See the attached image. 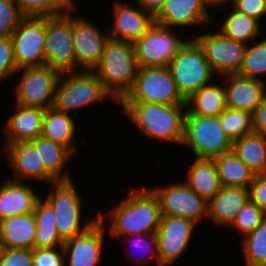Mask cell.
I'll list each match as a JSON object with an SVG mask.
<instances>
[{
  "label": "cell",
  "mask_w": 266,
  "mask_h": 266,
  "mask_svg": "<svg viewBox=\"0 0 266 266\" xmlns=\"http://www.w3.org/2000/svg\"><path fill=\"white\" fill-rule=\"evenodd\" d=\"M136 129L155 141L182 145L186 105L118 102Z\"/></svg>",
  "instance_id": "1"
},
{
  "label": "cell",
  "mask_w": 266,
  "mask_h": 266,
  "mask_svg": "<svg viewBox=\"0 0 266 266\" xmlns=\"http://www.w3.org/2000/svg\"><path fill=\"white\" fill-rule=\"evenodd\" d=\"M122 200L109 210L110 237L157 232L162 215L158 198L150 188L137 187Z\"/></svg>",
  "instance_id": "2"
},
{
  "label": "cell",
  "mask_w": 266,
  "mask_h": 266,
  "mask_svg": "<svg viewBox=\"0 0 266 266\" xmlns=\"http://www.w3.org/2000/svg\"><path fill=\"white\" fill-rule=\"evenodd\" d=\"M138 69L133 43L109 38L99 64L92 71L104 89L119 102L130 90Z\"/></svg>",
  "instance_id": "3"
},
{
  "label": "cell",
  "mask_w": 266,
  "mask_h": 266,
  "mask_svg": "<svg viewBox=\"0 0 266 266\" xmlns=\"http://www.w3.org/2000/svg\"><path fill=\"white\" fill-rule=\"evenodd\" d=\"M112 99L104 89L101 81L93 71L81 70L61 73L55 89L53 108L56 111L71 114L70 112L85 108L98 101Z\"/></svg>",
  "instance_id": "4"
},
{
  "label": "cell",
  "mask_w": 266,
  "mask_h": 266,
  "mask_svg": "<svg viewBox=\"0 0 266 266\" xmlns=\"http://www.w3.org/2000/svg\"><path fill=\"white\" fill-rule=\"evenodd\" d=\"M51 185L53 190L49 192L45 201L53 209L57 232L63 241L84 232L94 224L98 219V214L81 224L83 200L72 179L55 181Z\"/></svg>",
  "instance_id": "5"
},
{
  "label": "cell",
  "mask_w": 266,
  "mask_h": 266,
  "mask_svg": "<svg viewBox=\"0 0 266 266\" xmlns=\"http://www.w3.org/2000/svg\"><path fill=\"white\" fill-rule=\"evenodd\" d=\"M119 102L186 105L168 66L140 67L130 90Z\"/></svg>",
  "instance_id": "6"
},
{
  "label": "cell",
  "mask_w": 266,
  "mask_h": 266,
  "mask_svg": "<svg viewBox=\"0 0 266 266\" xmlns=\"http://www.w3.org/2000/svg\"><path fill=\"white\" fill-rule=\"evenodd\" d=\"M232 144L218 116L185 115L182 145L190 147L193 157L215 158L232 151Z\"/></svg>",
  "instance_id": "7"
},
{
  "label": "cell",
  "mask_w": 266,
  "mask_h": 266,
  "mask_svg": "<svg viewBox=\"0 0 266 266\" xmlns=\"http://www.w3.org/2000/svg\"><path fill=\"white\" fill-rule=\"evenodd\" d=\"M168 68L178 91L185 99L211 83L213 76H216L202 48L193 37L177 52Z\"/></svg>",
  "instance_id": "8"
},
{
  "label": "cell",
  "mask_w": 266,
  "mask_h": 266,
  "mask_svg": "<svg viewBox=\"0 0 266 266\" xmlns=\"http://www.w3.org/2000/svg\"><path fill=\"white\" fill-rule=\"evenodd\" d=\"M76 5L66 13L46 17L45 65L60 73L77 71L72 45V14Z\"/></svg>",
  "instance_id": "9"
},
{
  "label": "cell",
  "mask_w": 266,
  "mask_h": 266,
  "mask_svg": "<svg viewBox=\"0 0 266 266\" xmlns=\"http://www.w3.org/2000/svg\"><path fill=\"white\" fill-rule=\"evenodd\" d=\"M18 72H22V77L14 88L15 103L43 110L51 108L61 73L48 65L24 67Z\"/></svg>",
  "instance_id": "10"
},
{
  "label": "cell",
  "mask_w": 266,
  "mask_h": 266,
  "mask_svg": "<svg viewBox=\"0 0 266 266\" xmlns=\"http://www.w3.org/2000/svg\"><path fill=\"white\" fill-rule=\"evenodd\" d=\"M154 22L133 45L140 67L168 66L177 52L189 40L174 34L175 29Z\"/></svg>",
  "instance_id": "11"
},
{
  "label": "cell",
  "mask_w": 266,
  "mask_h": 266,
  "mask_svg": "<svg viewBox=\"0 0 266 266\" xmlns=\"http://www.w3.org/2000/svg\"><path fill=\"white\" fill-rule=\"evenodd\" d=\"M46 17L25 16L11 39L17 69L45 65Z\"/></svg>",
  "instance_id": "12"
},
{
  "label": "cell",
  "mask_w": 266,
  "mask_h": 266,
  "mask_svg": "<svg viewBox=\"0 0 266 266\" xmlns=\"http://www.w3.org/2000/svg\"><path fill=\"white\" fill-rule=\"evenodd\" d=\"M193 38L202 48L216 76L237 74L241 68L247 45L225 37L218 29Z\"/></svg>",
  "instance_id": "13"
},
{
  "label": "cell",
  "mask_w": 266,
  "mask_h": 266,
  "mask_svg": "<svg viewBox=\"0 0 266 266\" xmlns=\"http://www.w3.org/2000/svg\"><path fill=\"white\" fill-rule=\"evenodd\" d=\"M157 196L162 216H177L199 224L207 217V201L198 196L184 181L151 188ZM198 222V223H197Z\"/></svg>",
  "instance_id": "14"
},
{
  "label": "cell",
  "mask_w": 266,
  "mask_h": 266,
  "mask_svg": "<svg viewBox=\"0 0 266 266\" xmlns=\"http://www.w3.org/2000/svg\"><path fill=\"white\" fill-rule=\"evenodd\" d=\"M107 219L105 214L98 213V219L87 230L64 241L65 260H68V265L65 266H99L105 244Z\"/></svg>",
  "instance_id": "15"
},
{
  "label": "cell",
  "mask_w": 266,
  "mask_h": 266,
  "mask_svg": "<svg viewBox=\"0 0 266 266\" xmlns=\"http://www.w3.org/2000/svg\"><path fill=\"white\" fill-rule=\"evenodd\" d=\"M96 24L81 17L72 16V45L77 71H92L100 62L109 33L101 32Z\"/></svg>",
  "instance_id": "16"
},
{
  "label": "cell",
  "mask_w": 266,
  "mask_h": 266,
  "mask_svg": "<svg viewBox=\"0 0 266 266\" xmlns=\"http://www.w3.org/2000/svg\"><path fill=\"white\" fill-rule=\"evenodd\" d=\"M196 223L177 216H162L157 229L159 266H171L187 250Z\"/></svg>",
  "instance_id": "17"
},
{
  "label": "cell",
  "mask_w": 266,
  "mask_h": 266,
  "mask_svg": "<svg viewBox=\"0 0 266 266\" xmlns=\"http://www.w3.org/2000/svg\"><path fill=\"white\" fill-rule=\"evenodd\" d=\"M4 153L7 155L8 165L13 171L12 180L26 182L25 180L44 181L51 184L56 180L45 170L40 163L39 152L28 142L5 144Z\"/></svg>",
  "instance_id": "18"
},
{
  "label": "cell",
  "mask_w": 266,
  "mask_h": 266,
  "mask_svg": "<svg viewBox=\"0 0 266 266\" xmlns=\"http://www.w3.org/2000/svg\"><path fill=\"white\" fill-rule=\"evenodd\" d=\"M113 8V27L108 33L110 38L134 43L154 23V17L141 6L124 4L116 0Z\"/></svg>",
  "instance_id": "19"
},
{
  "label": "cell",
  "mask_w": 266,
  "mask_h": 266,
  "mask_svg": "<svg viewBox=\"0 0 266 266\" xmlns=\"http://www.w3.org/2000/svg\"><path fill=\"white\" fill-rule=\"evenodd\" d=\"M209 11L201 0H166L154 17V22L170 28H182L211 24ZM199 26V27H198Z\"/></svg>",
  "instance_id": "20"
},
{
  "label": "cell",
  "mask_w": 266,
  "mask_h": 266,
  "mask_svg": "<svg viewBox=\"0 0 266 266\" xmlns=\"http://www.w3.org/2000/svg\"><path fill=\"white\" fill-rule=\"evenodd\" d=\"M221 78L225 87L228 108L253 113L266 95V82L264 81L245 78L238 74L224 75Z\"/></svg>",
  "instance_id": "21"
},
{
  "label": "cell",
  "mask_w": 266,
  "mask_h": 266,
  "mask_svg": "<svg viewBox=\"0 0 266 266\" xmlns=\"http://www.w3.org/2000/svg\"><path fill=\"white\" fill-rule=\"evenodd\" d=\"M44 111L15 103V112L6 120L5 144L28 142L39 137L42 133Z\"/></svg>",
  "instance_id": "22"
},
{
  "label": "cell",
  "mask_w": 266,
  "mask_h": 266,
  "mask_svg": "<svg viewBox=\"0 0 266 266\" xmlns=\"http://www.w3.org/2000/svg\"><path fill=\"white\" fill-rule=\"evenodd\" d=\"M29 185L11 178L0 185V221L34 211L36 201L41 195Z\"/></svg>",
  "instance_id": "23"
},
{
  "label": "cell",
  "mask_w": 266,
  "mask_h": 266,
  "mask_svg": "<svg viewBox=\"0 0 266 266\" xmlns=\"http://www.w3.org/2000/svg\"><path fill=\"white\" fill-rule=\"evenodd\" d=\"M249 199V188L222 186L207 202V217L213 224L229 227L237 212Z\"/></svg>",
  "instance_id": "24"
},
{
  "label": "cell",
  "mask_w": 266,
  "mask_h": 266,
  "mask_svg": "<svg viewBox=\"0 0 266 266\" xmlns=\"http://www.w3.org/2000/svg\"><path fill=\"white\" fill-rule=\"evenodd\" d=\"M36 220L34 212L15 215L0 221L1 248L30 249L34 248Z\"/></svg>",
  "instance_id": "25"
},
{
  "label": "cell",
  "mask_w": 266,
  "mask_h": 266,
  "mask_svg": "<svg viewBox=\"0 0 266 266\" xmlns=\"http://www.w3.org/2000/svg\"><path fill=\"white\" fill-rule=\"evenodd\" d=\"M189 165L184 182L205 201H210L221 189L214 158H197Z\"/></svg>",
  "instance_id": "26"
},
{
  "label": "cell",
  "mask_w": 266,
  "mask_h": 266,
  "mask_svg": "<svg viewBox=\"0 0 266 266\" xmlns=\"http://www.w3.org/2000/svg\"><path fill=\"white\" fill-rule=\"evenodd\" d=\"M29 142L39 152L40 163H43L45 170L56 181L72 179L71 173H68V170L65 172L64 169H66L68 160L72 159L74 154L66 146L53 142L42 135Z\"/></svg>",
  "instance_id": "27"
},
{
  "label": "cell",
  "mask_w": 266,
  "mask_h": 266,
  "mask_svg": "<svg viewBox=\"0 0 266 266\" xmlns=\"http://www.w3.org/2000/svg\"><path fill=\"white\" fill-rule=\"evenodd\" d=\"M209 83L193 92L186 99V114L199 116H219L226 109L224 85Z\"/></svg>",
  "instance_id": "28"
},
{
  "label": "cell",
  "mask_w": 266,
  "mask_h": 266,
  "mask_svg": "<svg viewBox=\"0 0 266 266\" xmlns=\"http://www.w3.org/2000/svg\"><path fill=\"white\" fill-rule=\"evenodd\" d=\"M76 134L75 121L70 114L56 111L53 107L44 111L41 135L66 146L73 154L76 152V144H73Z\"/></svg>",
  "instance_id": "29"
},
{
  "label": "cell",
  "mask_w": 266,
  "mask_h": 266,
  "mask_svg": "<svg viewBox=\"0 0 266 266\" xmlns=\"http://www.w3.org/2000/svg\"><path fill=\"white\" fill-rule=\"evenodd\" d=\"M232 151L254 175L266 174V136L251 133L233 141Z\"/></svg>",
  "instance_id": "30"
},
{
  "label": "cell",
  "mask_w": 266,
  "mask_h": 266,
  "mask_svg": "<svg viewBox=\"0 0 266 266\" xmlns=\"http://www.w3.org/2000/svg\"><path fill=\"white\" fill-rule=\"evenodd\" d=\"M221 186L249 188L254 173L233 152H227L214 158Z\"/></svg>",
  "instance_id": "31"
},
{
  "label": "cell",
  "mask_w": 266,
  "mask_h": 266,
  "mask_svg": "<svg viewBox=\"0 0 266 266\" xmlns=\"http://www.w3.org/2000/svg\"><path fill=\"white\" fill-rule=\"evenodd\" d=\"M218 29L225 37L239 43L249 44L260 37V22L232 7L231 12L219 23Z\"/></svg>",
  "instance_id": "32"
},
{
  "label": "cell",
  "mask_w": 266,
  "mask_h": 266,
  "mask_svg": "<svg viewBox=\"0 0 266 266\" xmlns=\"http://www.w3.org/2000/svg\"><path fill=\"white\" fill-rule=\"evenodd\" d=\"M36 233L34 248H55L63 246L55 225V214L51 206L40 197L34 207Z\"/></svg>",
  "instance_id": "33"
},
{
  "label": "cell",
  "mask_w": 266,
  "mask_h": 266,
  "mask_svg": "<svg viewBox=\"0 0 266 266\" xmlns=\"http://www.w3.org/2000/svg\"><path fill=\"white\" fill-rule=\"evenodd\" d=\"M252 43L254 46H251ZM237 74L245 78L266 82V79L261 77L266 75V37L260 41L259 38L255 39L247 44L243 62Z\"/></svg>",
  "instance_id": "34"
},
{
  "label": "cell",
  "mask_w": 266,
  "mask_h": 266,
  "mask_svg": "<svg viewBox=\"0 0 266 266\" xmlns=\"http://www.w3.org/2000/svg\"><path fill=\"white\" fill-rule=\"evenodd\" d=\"M241 242L246 266H266V218Z\"/></svg>",
  "instance_id": "35"
},
{
  "label": "cell",
  "mask_w": 266,
  "mask_h": 266,
  "mask_svg": "<svg viewBox=\"0 0 266 266\" xmlns=\"http://www.w3.org/2000/svg\"><path fill=\"white\" fill-rule=\"evenodd\" d=\"M218 118L223 130L232 142L244 135L253 133V119L250 112L226 107Z\"/></svg>",
  "instance_id": "36"
},
{
  "label": "cell",
  "mask_w": 266,
  "mask_h": 266,
  "mask_svg": "<svg viewBox=\"0 0 266 266\" xmlns=\"http://www.w3.org/2000/svg\"><path fill=\"white\" fill-rule=\"evenodd\" d=\"M24 16L49 17L66 13L74 5L69 0H13Z\"/></svg>",
  "instance_id": "37"
},
{
  "label": "cell",
  "mask_w": 266,
  "mask_h": 266,
  "mask_svg": "<svg viewBox=\"0 0 266 266\" xmlns=\"http://www.w3.org/2000/svg\"><path fill=\"white\" fill-rule=\"evenodd\" d=\"M265 218L266 214L249 199L237 212L235 219L228 228L237 229L243 238L254 231Z\"/></svg>",
  "instance_id": "38"
},
{
  "label": "cell",
  "mask_w": 266,
  "mask_h": 266,
  "mask_svg": "<svg viewBox=\"0 0 266 266\" xmlns=\"http://www.w3.org/2000/svg\"><path fill=\"white\" fill-rule=\"evenodd\" d=\"M122 238L123 239L126 238V241L131 242V246H132V244L135 246L134 250H136V252L140 249L141 251H143V253H145L143 255V253L139 250L138 252L142 253V254H139L137 252L138 255H141V256H139V259H138V258H136V256H134V255L132 256V254L134 252H132V254H130V251H129L128 256L130 257V259L132 257V260H134V261L136 260V262H137V260L139 262H141V260H143V263L144 262L147 263V261H149V259H154V260L156 259V261H157L156 265L159 266L157 233H137V234L125 236ZM131 246H128V247H131ZM143 248H145V249H143ZM135 255H137V254H135Z\"/></svg>",
  "instance_id": "39"
},
{
  "label": "cell",
  "mask_w": 266,
  "mask_h": 266,
  "mask_svg": "<svg viewBox=\"0 0 266 266\" xmlns=\"http://www.w3.org/2000/svg\"><path fill=\"white\" fill-rule=\"evenodd\" d=\"M24 17L13 0H0V38L11 37Z\"/></svg>",
  "instance_id": "40"
},
{
  "label": "cell",
  "mask_w": 266,
  "mask_h": 266,
  "mask_svg": "<svg viewBox=\"0 0 266 266\" xmlns=\"http://www.w3.org/2000/svg\"><path fill=\"white\" fill-rule=\"evenodd\" d=\"M17 70L11 37L0 38V83L10 79Z\"/></svg>",
  "instance_id": "41"
},
{
  "label": "cell",
  "mask_w": 266,
  "mask_h": 266,
  "mask_svg": "<svg viewBox=\"0 0 266 266\" xmlns=\"http://www.w3.org/2000/svg\"><path fill=\"white\" fill-rule=\"evenodd\" d=\"M66 263L63 246L32 249L33 266H65Z\"/></svg>",
  "instance_id": "42"
},
{
  "label": "cell",
  "mask_w": 266,
  "mask_h": 266,
  "mask_svg": "<svg viewBox=\"0 0 266 266\" xmlns=\"http://www.w3.org/2000/svg\"><path fill=\"white\" fill-rule=\"evenodd\" d=\"M0 266H33L32 250L1 248Z\"/></svg>",
  "instance_id": "43"
},
{
  "label": "cell",
  "mask_w": 266,
  "mask_h": 266,
  "mask_svg": "<svg viewBox=\"0 0 266 266\" xmlns=\"http://www.w3.org/2000/svg\"><path fill=\"white\" fill-rule=\"evenodd\" d=\"M231 7L259 22L266 15V0H234Z\"/></svg>",
  "instance_id": "44"
},
{
  "label": "cell",
  "mask_w": 266,
  "mask_h": 266,
  "mask_svg": "<svg viewBox=\"0 0 266 266\" xmlns=\"http://www.w3.org/2000/svg\"><path fill=\"white\" fill-rule=\"evenodd\" d=\"M249 197L266 214V174L254 176L249 187Z\"/></svg>",
  "instance_id": "45"
},
{
  "label": "cell",
  "mask_w": 266,
  "mask_h": 266,
  "mask_svg": "<svg viewBox=\"0 0 266 266\" xmlns=\"http://www.w3.org/2000/svg\"><path fill=\"white\" fill-rule=\"evenodd\" d=\"M253 133L266 136V95L252 113Z\"/></svg>",
  "instance_id": "46"
},
{
  "label": "cell",
  "mask_w": 266,
  "mask_h": 266,
  "mask_svg": "<svg viewBox=\"0 0 266 266\" xmlns=\"http://www.w3.org/2000/svg\"><path fill=\"white\" fill-rule=\"evenodd\" d=\"M166 0H136L137 5L141 6L146 12L155 17L162 9Z\"/></svg>",
  "instance_id": "47"
},
{
  "label": "cell",
  "mask_w": 266,
  "mask_h": 266,
  "mask_svg": "<svg viewBox=\"0 0 266 266\" xmlns=\"http://www.w3.org/2000/svg\"><path fill=\"white\" fill-rule=\"evenodd\" d=\"M202 4L206 7L207 10H209L208 8H214L216 7V9L220 6L221 8L224 7L225 4L229 3L227 0H201ZM215 6V7H214Z\"/></svg>",
  "instance_id": "48"
},
{
  "label": "cell",
  "mask_w": 266,
  "mask_h": 266,
  "mask_svg": "<svg viewBox=\"0 0 266 266\" xmlns=\"http://www.w3.org/2000/svg\"><path fill=\"white\" fill-rule=\"evenodd\" d=\"M73 5H76V4H74L75 3V1L74 0H69Z\"/></svg>",
  "instance_id": "49"
}]
</instances>
